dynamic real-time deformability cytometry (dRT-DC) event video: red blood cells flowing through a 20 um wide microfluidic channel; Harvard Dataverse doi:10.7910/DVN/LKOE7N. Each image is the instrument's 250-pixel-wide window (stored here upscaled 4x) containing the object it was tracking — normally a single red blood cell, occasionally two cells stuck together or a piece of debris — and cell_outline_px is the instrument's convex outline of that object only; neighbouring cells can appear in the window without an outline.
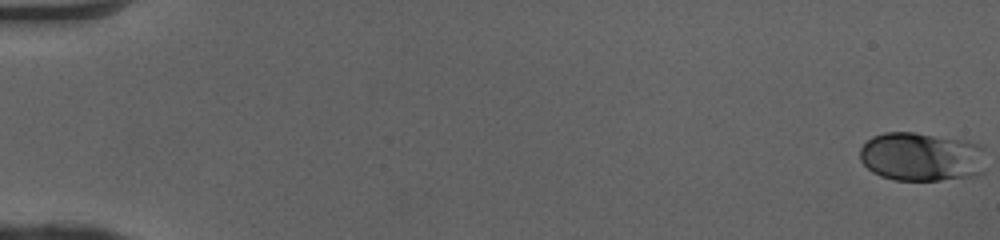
{"species": "human", "species_latin": "Homo sapiens", "temperature_condition": "cold", "stored_images_in_passage": 51, "camera_frame_rate_fps": 3000, "um_per_image_px": 0.085, "donor": {"sex": "female"}, "frame": {"image": 1, "passage_image": 1, "time_ms": 0.0, "image_size_px": [1000, 240], "cell_outline_px": [[984, 172], [976, 176], [940, 180], [896, 180], [880, 176], [872, 172], [860, 160], [860, 148], [872, 136], [884, 132], [912, 132], [968, 140], [980, 144], [984, 148]], "centroid_in_image_um": [78.36, 13.32], "position_along_channel_um": 6.6, "area_um2": 36.41}}
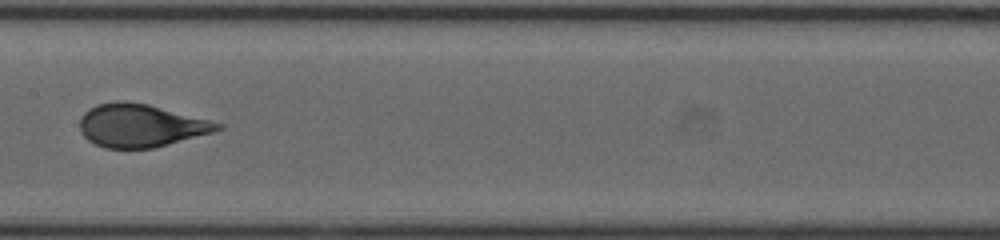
{"frame": {"image": 2, "passage_image": 28, "time_ms": 9.0, "image_size_px": [1000, 240], "cell_outline_px": [[224, 128], [216, 132], [152, 148], [104, 148], [88, 140], [80, 132], [80, 120], [84, 112], [88, 108], [96, 104], [116, 100], [124, 100], [148, 104], [224, 124]], "centroid_in_image_um": [11.95, 10.66], "position_along_channel_um": 195.4, "area_um2": 34.62}}
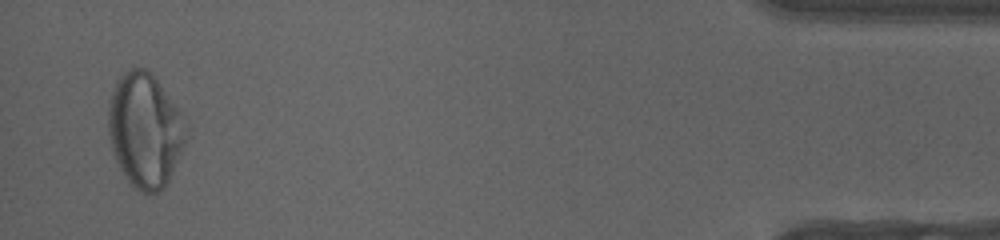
{"frame": {"image": 3, "passage_image": 50, "time_ms": 16.333, "image_size_px": [1000, 240], "cell_outline_px": [[188, 136], [172, 172], [164, 188], [156, 192], [140, 192], [124, 176], [112, 152], [108, 132], [108, 104], [116, 80], [128, 68], [144, 68], [156, 80], [180, 112]], "centroid_in_image_um": [12.29, 11.07], "position_along_channel_um": 422.9, "area_um2": 51.15}, "authors_computed_cell_mechanics": {"area_um2": 35.1424, "velocity_mm_per_s": 4.088, "shape_relaxation_time_tau1_ms": 4.7223, "shape_relaxation_time_tau2_ms": null, "deformation_change_tau1": 0.163, "deformation_change_tau2": null}}